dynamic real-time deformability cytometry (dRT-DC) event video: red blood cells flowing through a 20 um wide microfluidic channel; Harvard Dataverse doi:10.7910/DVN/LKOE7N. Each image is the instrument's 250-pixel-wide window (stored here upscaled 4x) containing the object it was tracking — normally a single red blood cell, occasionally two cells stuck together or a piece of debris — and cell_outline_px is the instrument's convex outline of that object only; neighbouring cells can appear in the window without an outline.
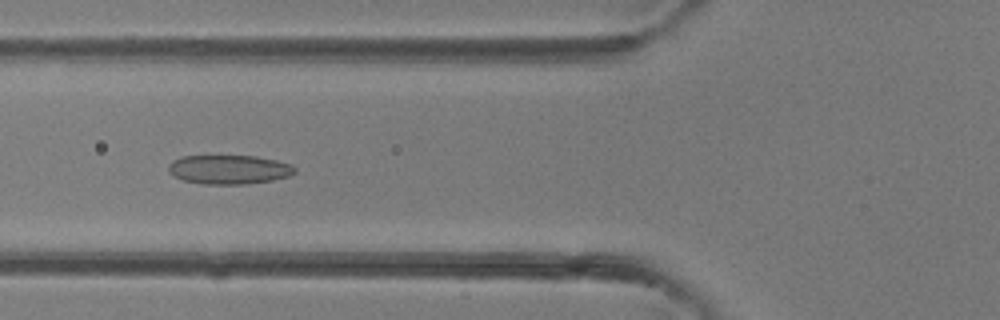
{"species": "common noctule bat (a hibernating species)", "species_latin": "Nyctalus noctula", "temperature_condition": "room temperature", "stored_images_in_passage": 26, "camera_frame_rate_fps": 3000, "um_per_image_px": 0.085, "animal": {"sex": "female"}, "frame": {"image": 1, "passage_image": 3, "time_ms": 0.667, "image_size_px": [1000, 320], "cell_outline_px": [[296, 172], [288, 176], [272, 180], [244, 184], [200, 184], [184, 180], [172, 176], [168, 172], [168, 164], [172, 160], [180, 156], [256, 156], [276, 160], [292, 164], [296, 168]], "centroid_in_image_um": [19.43, 14.4], "position_along_channel_um": 106.4, "area_um2": 21.62}}
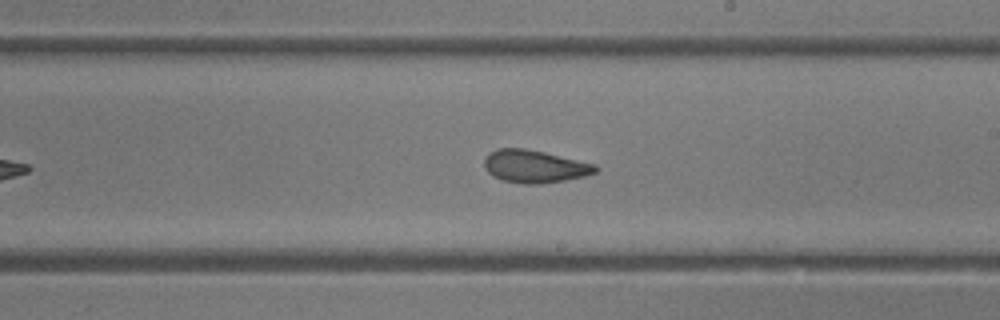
{"frame": {"image": 2, "passage_image": 11, "time_ms": 3.333, "image_size_px": [1000, 320], "cell_outline_px": [[600, 168], [596, 172], [584, 176], [564, 180], [540, 184], [524, 184], [504, 180], [492, 176], [484, 168], [484, 156], [488, 152], [496, 148], [524, 148], [544, 152], [596, 164]], "centroid_in_image_um": [45.41, 14.13], "position_along_channel_um": 243.6, "area_um2": 21.33}}
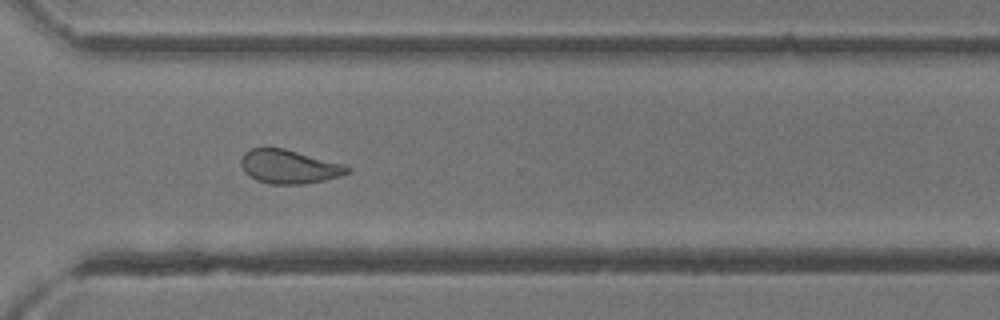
{"frame": {"image": 3, "passage_image": 17, "time_ms": 5.333, "image_size_px": [1000, 320], "cell_outline_px": [[352, 168], [348, 172], [340, 176], [324, 180], [304, 184], [272, 184], [256, 180], [248, 176], [244, 172], [240, 164], [240, 160], [244, 152], [252, 148], [284, 148], [348, 164]], "centroid_in_image_um": [24.59, 14.16], "position_along_channel_um": 346.0, "area_um2": 21.27}}